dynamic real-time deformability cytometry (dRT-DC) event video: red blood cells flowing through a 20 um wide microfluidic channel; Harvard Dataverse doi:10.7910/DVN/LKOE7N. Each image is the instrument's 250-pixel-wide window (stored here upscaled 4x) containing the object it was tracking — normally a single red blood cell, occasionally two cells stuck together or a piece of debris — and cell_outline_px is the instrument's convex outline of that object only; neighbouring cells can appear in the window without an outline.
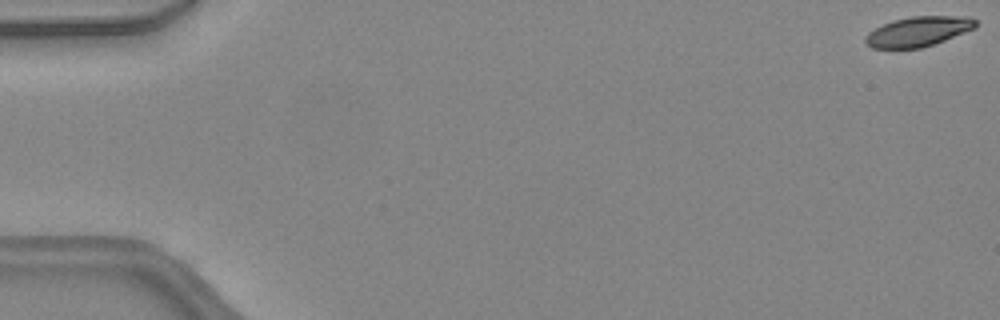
{"species": "common noctule bat (a hibernating species)", "species_latin": "Nyctalus noctula", "temperature_condition": "warm", "stored_images_in_passage": 47, "camera_frame_rate_fps": 3000, "um_per_image_px": 0.085, "animal": {"sex": "female", "body_mass_g": 24.6, "forearm_length_mm": 56.2}, "frame": {"image": 1, "passage_image": 1, "time_ms": 0.0, "image_size_px": [1000, 320], "cell_outline_px": [[976, 28], [944, 40], [920, 48], [872, 48], [864, 44], [864, 40], [868, 32], [892, 20], [912, 16], [956, 16], [976, 20]], "centroid_in_image_um": [78.0, 2.68], "position_along_channel_um": 7.0, "area_um2": 18.96}}
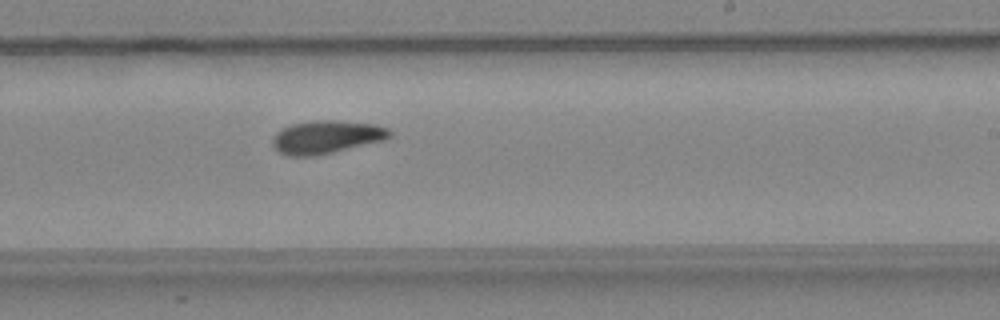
{"frame": {"image": 2, "passage_image": 29, "time_ms": 9.333, "image_size_px": [1000, 320], "cell_outline_px": [[392, 136], [384, 140], [332, 152], [312, 156], [288, 156], [280, 152], [272, 144], [272, 140], [276, 132], [292, 124], [312, 120], [332, 120], [376, 124], [388, 128], [392, 132]], "centroid_in_image_um": [27.76, 11.64], "position_along_channel_um": 261.2, "area_um2": 22.43}}
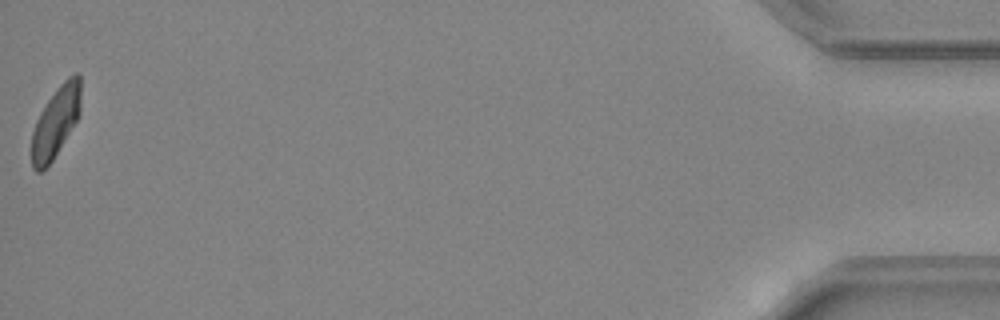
{"frame": {"image": 3, "passage_image": 47, "time_ms": 15.333, "image_size_px": [1000, 320], "cell_outline_px": [[80, 112], [76, 120], [52, 160], [40, 172], [36, 172], [32, 168], [32, 132], [36, 120], [40, 112], [48, 100], [60, 84], [68, 76], [76, 72], [80, 72]], "centroid_in_image_um": [4.73, 10.33], "position_along_channel_um": 430.5, "area_um2": 19.83}, "authors_computed_cell_mechanics": {"area_um2": 21.1548, "velocity_mm_per_s": 4.4573, "shape_relaxation_time_tau1_ms": 5.551, "shape_relaxation_time_tau2_ms": null, "deformation_change_tau1": 0.1657, "deformation_change_tau2": null}}